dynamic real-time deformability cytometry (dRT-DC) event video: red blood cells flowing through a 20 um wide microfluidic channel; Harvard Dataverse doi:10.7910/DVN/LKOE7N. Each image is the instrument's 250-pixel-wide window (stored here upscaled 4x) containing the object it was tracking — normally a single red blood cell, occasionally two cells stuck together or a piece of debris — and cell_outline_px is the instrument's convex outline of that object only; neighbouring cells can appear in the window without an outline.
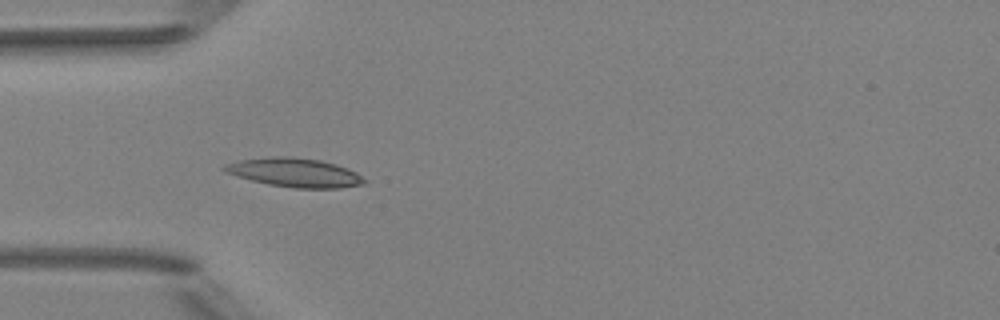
{"species": "Egyptian fruit bat (a non-hibernating species)", "species_latin": "Rousettus aegyptiacus", "temperature_condition": "room temperature", "stored_images_in_passage": 5, "camera_frame_rate_fps": 3000, "um_per_image_px": 0.085, "animal": {"sex": "female"}, "frame": {"image": 1, "passage_image": 4, "time_ms": 4.333, "image_size_px": [1000, 320], "cell_outline_px": [[368, 180], [364, 184], [340, 188], [296, 188], [268, 184], [236, 176], [224, 172], [220, 168], [224, 164], [240, 160], [268, 156], [292, 156], [320, 160], [336, 164], [348, 168], [356, 172]], "centroid_in_image_um": [25.04, 14.66], "position_along_channel_um": 60.0, "area_um2": 23.81}}
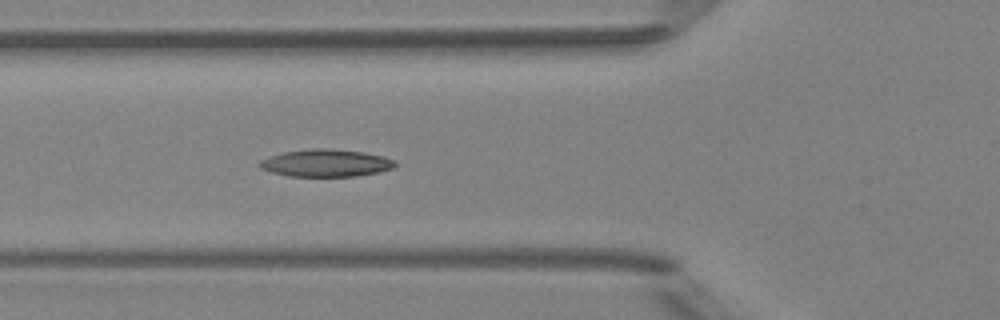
{"frame": {"image": 2, "passage_image": 5, "time_ms": 5.333, "image_size_px": [1000, 320], "cell_outline_px": [[396, 164], [392, 168], [380, 172], [356, 176], [288, 176], [272, 172], [260, 168], [256, 164], [260, 160], [284, 152], [312, 148], [328, 148], [364, 152], [384, 156], [396, 160]], "centroid_in_image_um": [27.72, 13.85], "position_along_channel_um": 98.1, "area_um2": 21.68}}